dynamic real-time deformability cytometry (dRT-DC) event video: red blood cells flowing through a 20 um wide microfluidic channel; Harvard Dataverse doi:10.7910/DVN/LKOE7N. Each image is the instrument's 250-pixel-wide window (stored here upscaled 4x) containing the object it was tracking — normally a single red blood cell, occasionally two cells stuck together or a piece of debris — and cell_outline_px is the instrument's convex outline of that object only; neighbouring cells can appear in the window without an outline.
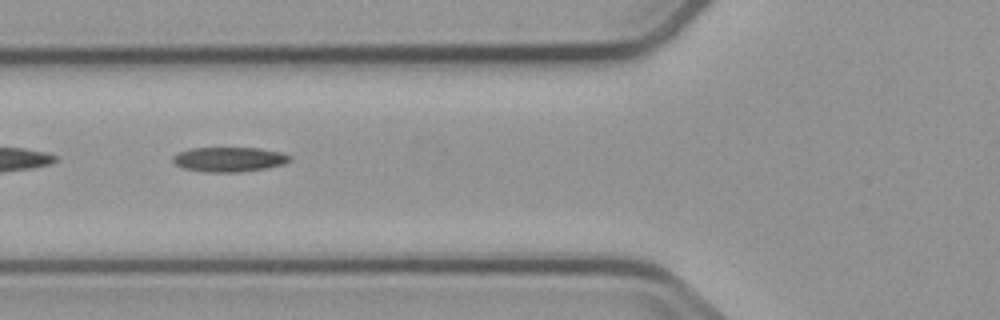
{"species": "common noctule bat (a hibernating species)", "species_latin": "Nyctalus noctula", "temperature_condition": "cold", "stored_images_in_passage": 6, "camera_frame_rate_fps": 3000, "um_per_image_px": 0.085, "animal": {"sex": "male", "body_mass_g": 23.1, "forearm_length_mm": 52.7}, "frame": {"image": 1, "passage_image": 4, "time_ms": 3.667, "image_size_px": [1000, 320], "cell_outline_px": [[292, 160], [284, 164], [264, 168], [240, 172], [208, 172], [184, 168], [176, 164], [172, 160], [172, 156], [180, 152], [192, 148], [260, 148], [280, 152], [292, 156]], "centroid_in_image_um": [19.51, 13.54], "position_along_channel_um": 106.3, "area_um2": 16.7}}
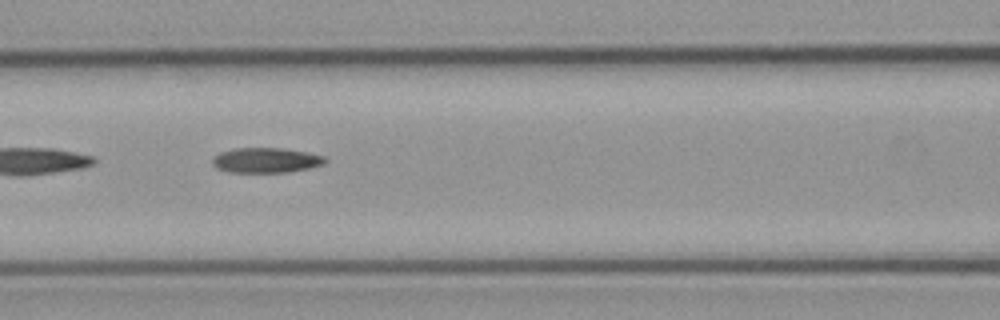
{"frame": {"image": 2, "passage_image": 5, "time_ms": 4.667, "image_size_px": [1000, 320], "cell_outline_px": [[328, 160], [324, 164], [308, 168], [288, 172], [228, 172], [216, 168], [212, 164], [212, 160], [220, 152], [236, 148], [280, 148], [304, 152], [324, 156]], "centroid_in_image_um": [22.59, 13.62], "position_along_channel_um": 144.0, "area_um2": 16.3}}
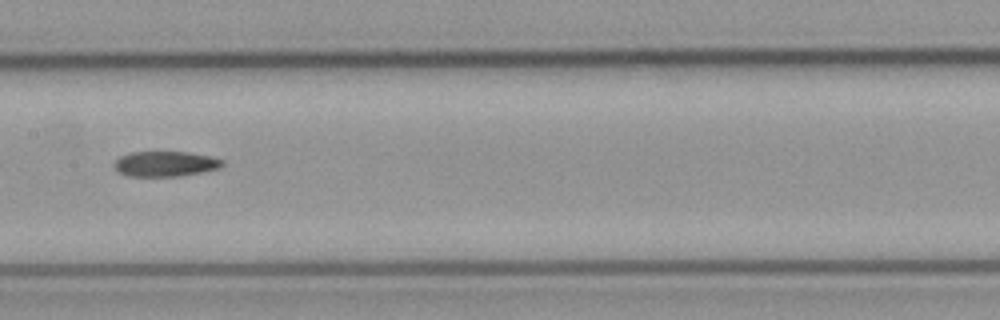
{"frame": {"image": 3, "passage_image": 6, "time_ms": 6.0, "image_size_px": [1000, 320], "cell_outline_px": [[224, 164], [220, 168], [180, 176], [128, 176], [120, 172], [116, 168], [116, 160], [120, 156], [132, 152], [188, 152], [212, 156], [224, 160]], "centroid_in_image_um": [14.11, 13.92], "position_along_channel_um": 193.3, "area_um2": 15.78}}